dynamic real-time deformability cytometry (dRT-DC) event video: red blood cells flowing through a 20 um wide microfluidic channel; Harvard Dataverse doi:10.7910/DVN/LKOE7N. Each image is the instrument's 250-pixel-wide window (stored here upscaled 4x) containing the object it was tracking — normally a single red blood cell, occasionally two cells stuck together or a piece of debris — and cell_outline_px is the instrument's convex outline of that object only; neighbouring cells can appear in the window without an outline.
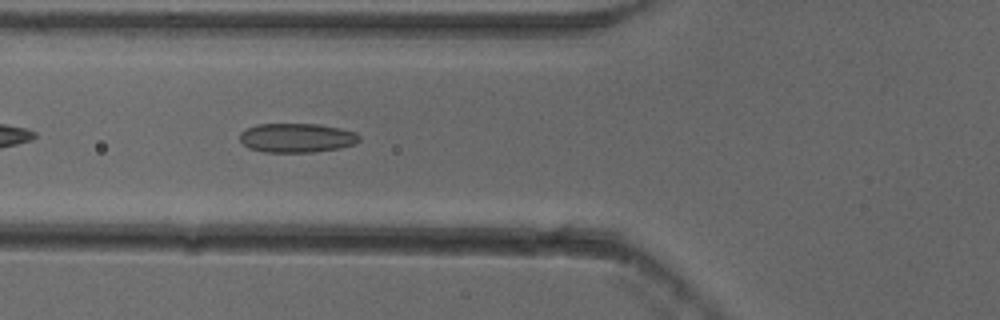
{"species": "common noctule bat (a hibernating species)", "species_latin": "Nyctalus noctula", "temperature_condition": "cold", "stored_images_in_passage": 39, "camera_frame_rate_fps": 3000, "um_per_image_px": 0.085, "animal": {"sex": "female"}, "frame": {"image": 1, "passage_image": 5, "time_ms": 1.333, "image_size_px": [1000, 320], "cell_outline_px": [[360, 140], [356, 144], [340, 148], [312, 152], [264, 152], [248, 148], [240, 140], [240, 132], [256, 124], [320, 124], [340, 128], [356, 132], [360, 136]], "centroid_in_image_um": [25.25, 11.71], "position_along_channel_um": 100.6, "area_um2": 20.46}}
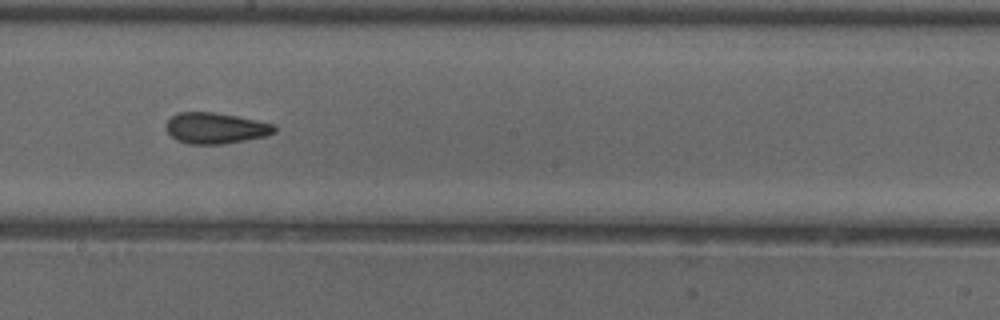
{"frame": {"image": 2, "passage_image": 15, "time_ms": 4.667, "image_size_px": [1000, 320], "cell_outline_px": [[276, 132], [264, 136], [244, 140], [220, 144], [188, 144], [176, 140], [168, 132], [168, 120], [176, 112], [212, 112], [236, 116], [256, 120], [272, 124], [276, 128]], "centroid_in_image_um": [18.31, 10.89], "position_along_channel_um": 229.9, "area_um2": 19.25}}
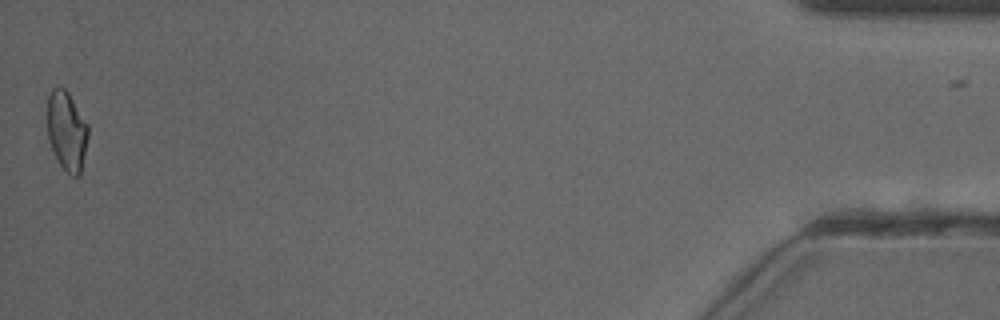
{"frame": {"image": 3, "passage_image": 38, "time_ms": 12.333, "image_size_px": [1000, 320], "cell_outline_px": [[88, 136], [80, 176], [72, 176], [60, 164], [48, 140], [48, 96], [52, 88], [60, 84], [68, 92], [88, 124]], "centroid_in_image_um": [5.68, 11.09], "position_along_channel_um": 429.5, "area_um2": 18.79}, "authors_computed_cell_mechanics": {"area_um2": 19.3052, "velocity_mm_per_s": 3.8597, "shape_relaxation_time_tau1_ms": null, "shape_relaxation_time_tau2_ms": 2.8022, "deformation_change_tau1": null, "deformation_change_tau2": 0.0896}}